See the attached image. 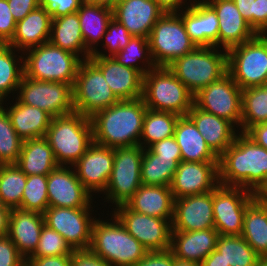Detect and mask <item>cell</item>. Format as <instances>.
<instances>
[{
	"label": "cell",
	"mask_w": 267,
	"mask_h": 266,
	"mask_svg": "<svg viewBox=\"0 0 267 266\" xmlns=\"http://www.w3.org/2000/svg\"><path fill=\"white\" fill-rule=\"evenodd\" d=\"M72 91L74 110L89 118L120 101L89 59L81 62Z\"/></svg>",
	"instance_id": "10"
},
{
	"label": "cell",
	"mask_w": 267,
	"mask_h": 266,
	"mask_svg": "<svg viewBox=\"0 0 267 266\" xmlns=\"http://www.w3.org/2000/svg\"><path fill=\"white\" fill-rule=\"evenodd\" d=\"M253 30L256 34L267 33V0H255Z\"/></svg>",
	"instance_id": "54"
},
{
	"label": "cell",
	"mask_w": 267,
	"mask_h": 266,
	"mask_svg": "<svg viewBox=\"0 0 267 266\" xmlns=\"http://www.w3.org/2000/svg\"><path fill=\"white\" fill-rule=\"evenodd\" d=\"M256 199L266 208L267 211V194L266 193L256 194Z\"/></svg>",
	"instance_id": "63"
},
{
	"label": "cell",
	"mask_w": 267,
	"mask_h": 266,
	"mask_svg": "<svg viewBox=\"0 0 267 266\" xmlns=\"http://www.w3.org/2000/svg\"><path fill=\"white\" fill-rule=\"evenodd\" d=\"M125 204L141 214L173 219L174 197L171 188L167 186L141 185Z\"/></svg>",
	"instance_id": "29"
},
{
	"label": "cell",
	"mask_w": 267,
	"mask_h": 266,
	"mask_svg": "<svg viewBox=\"0 0 267 266\" xmlns=\"http://www.w3.org/2000/svg\"><path fill=\"white\" fill-rule=\"evenodd\" d=\"M142 99L154 111L185 116L194 104V95L168 69L156 67L143 76Z\"/></svg>",
	"instance_id": "5"
},
{
	"label": "cell",
	"mask_w": 267,
	"mask_h": 266,
	"mask_svg": "<svg viewBox=\"0 0 267 266\" xmlns=\"http://www.w3.org/2000/svg\"><path fill=\"white\" fill-rule=\"evenodd\" d=\"M5 207V205L2 202V199L0 198V210L3 209Z\"/></svg>",
	"instance_id": "65"
},
{
	"label": "cell",
	"mask_w": 267,
	"mask_h": 266,
	"mask_svg": "<svg viewBox=\"0 0 267 266\" xmlns=\"http://www.w3.org/2000/svg\"><path fill=\"white\" fill-rule=\"evenodd\" d=\"M14 47L8 44H0V103H3L4 99L11 92L17 90L20 82L24 76V56H19L18 63L22 62V65L16 64V57Z\"/></svg>",
	"instance_id": "41"
},
{
	"label": "cell",
	"mask_w": 267,
	"mask_h": 266,
	"mask_svg": "<svg viewBox=\"0 0 267 266\" xmlns=\"http://www.w3.org/2000/svg\"><path fill=\"white\" fill-rule=\"evenodd\" d=\"M113 9V18L135 37L148 38L153 26L165 13L155 0H122Z\"/></svg>",
	"instance_id": "21"
},
{
	"label": "cell",
	"mask_w": 267,
	"mask_h": 266,
	"mask_svg": "<svg viewBox=\"0 0 267 266\" xmlns=\"http://www.w3.org/2000/svg\"><path fill=\"white\" fill-rule=\"evenodd\" d=\"M89 210L49 206L44 213L45 225L63 236L73 250H88L94 223Z\"/></svg>",
	"instance_id": "16"
},
{
	"label": "cell",
	"mask_w": 267,
	"mask_h": 266,
	"mask_svg": "<svg viewBox=\"0 0 267 266\" xmlns=\"http://www.w3.org/2000/svg\"><path fill=\"white\" fill-rule=\"evenodd\" d=\"M179 15L191 40L199 47H217L219 21L214 9L205 1L190 3Z\"/></svg>",
	"instance_id": "24"
},
{
	"label": "cell",
	"mask_w": 267,
	"mask_h": 266,
	"mask_svg": "<svg viewBox=\"0 0 267 266\" xmlns=\"http://www.w3.org/2000/svg\"><path fill=\"white\" fill-rule=\"evenodd\" d=\"M44 225V214L20 208L11 209L7 236L25 259L35 252Z\"/></svg>",
	"instance_id": "25"
},
{
	"label": "cell",
	"mask_w": 267,
	"mask_h": 266,
	"mask_svg": "<svg viewBox=\"0 0 267 266\" xmlns=\"http://www.w3.org/2000/svg\"><path fill=\"white\" fill-rule=\"evenodd\" d=\"M116 208L113 215L148 252L170 249L172 219L141 214L131 210L126 204L118 205Z\"/></svg>",
	"instance_id": "13"
},
{
	"label": "cell",
	"mask_w": 267,
	"mask_h": 266,
	"mask_svg": "<svg viewBox=\"0 0 267 266\" xmlns=\"http://www.w3.org/2000/svg\"><path fill=\"white\" fill-rule=\"evenodd\" d=\"M147 107L142 98L120 100L90 117L93 142L120 148L139 145Z\"/></svg>",
	"instance_id": "2"
},
{
	"label": "cell",
	"mask_w": 267,
	"mask_h": 266,
	"mask_svg": "<svg viewBox=\"0 0 267 266\" xmlns=\"http://www.w3.org/2000/svg\"><path fill=\"white\" fill-rule=\"evenodd\" d=\"M261 123H267V83L242 90L241 132Z\"/></svg>",
	"instance_id": "37"
},
{
	"label": "cell",
	"mask_w": 267,
	"mask_h": 266,
	"mask_svg": "<svg viewBox=\"0 0 267 266\" xmlns=\"http://www.w3.org/2000/svg\"><path fill=\"white\" fill-rule=\"evenodd\" d=\"M51 22L52 17L45 8L39 6L17 22L14 37L8 45L26 51L48 42L51 35Z\"/></svg>",
	"instance_id": "28"
},
{
	"label": "cell",
	"mask_w": 267,
	"mask_h": 266,
	"mask_svg": "<svg viewBox=\"0 0 267 266\" xmlns=\"http://www.w3.org/2000/svg\"><path fill=\"white\" fill-rule=\"evenodd\" d=\"M83 2L99 4L110 8H113L116 4V0H83Z\"/></svg>",
	"instance_id": "61"
},
{
	"label": "cell",
	"mask_w": 267,
	"mask_h": 266,
	"mask_svg": "<svg viewBox=\"0 0 267 266\" xmlns=\"http://www.w3.org/2000/svg\"><path fill=\"white\" fill-rule=\"evenodd\" d=\"M174 266H200L198 263L174 257Z\"/></svg>",
	"instance_id": "62"
},
{
	"label": "cell",
	"mask_w": 267,
	"mask_h": 266,
	"mask_svg": "<svg viewBox=\"0 0 267 266\" xmlns=\"http://www.w3.org/2000/svg\"><path fill=\"white\" fill-rule=\"evenodd\" d=\"M22 145L23 140L16 133L9 114L0 103V163L16 164Z\"/></svg>",
	"instance_id": "42"
},
{
	"label": "cell",
	"mask_w": 267,
	"mask_h": 266,
	"mask_svg": "<svg viewBox=\"0 0 267 266\" xmlns=\"http://www.w3.org/2000/svg\"><path fill=\"white\" fill-rule=\"evenodd\" d=\"M246 134L259 146L267 149V123H261L251 127Z\"/></svg>",
	"instance_id": "56"
},
{
	"label": "cell",
	"mask_w": 267,
	"mask_h": 266,
	"mask_svg": "<svg viewBox=\"0 0 267 266\" xmlns=\"http://www.w3.org/2000/svg\"><path fill=\"white\" fill-rule=\"evenodd\" d=\"M218 185V162L181 161L174 173L170 188L174 199H178L210 192Z\"/></svg>",
	"instance_id": "17"
},
{
	"label": "cell",
	"mask_w": 267,
	"mask_h": 266,
	"mask_svg": "<svg viewBox=\"0 0 267 266\" xmlns=\"http://www.w3.org/2000/svg\"><path fill=\"white\" fill-rule=\"evenodd\" d=\"M85 50L91 54L95 49L93 44L103 40L108 24L113 18V9L107 6L83 2L77 11Z\"/></svg>",
	"instance_id": "33"
},
{
	"label": "cell",
	"mask_w": 267,
	"mask_h": 266,
	"mask_svg": "<svg viewBox=\"0 0 267 266\" xmlns=\"http://www.w3.org/2000/svg\"><path fill=\"white\" fill-rule=\"evenodd\" d=\"M5 110L9 114L13 128L23 141L45 137L53 118L46 111L25 105L18 99Z\"/></svg>",
	"instance_id": "31"
},
{
	"label": "cell",
	"mask_w": 267,
	"mask_h": 266,
	"mask_svg": "<svg viewBox=\"0 0 267 266\" xmlns=\"http://www.w3.org/2000/svg\"><path fill=\"white\" fill-rule=\"evenodd\" d=\"M16 165L27 176L48 175L59 166L44 137L24 140Z\"/></svg>",
	"instance_id": "32"
},
{
	"label": "cell",
	"mask_w": 267,
	"mask_h": 266,
	"mask_svg": "<svg viewBox=\"0 0 267 266\" xmlns=\"http://www.w3.org/2000/svg\"><path fill=\"white\" fill-rule=\"evenodd\" d=\"M24 76L38 81L61 82L72 87L83 61L76 54L53 45L50 41L27 50Z\"/></svg>",
	"instance_id": "7"
},
{
	"label": "cell",
	"mask_w": 267,
	"mask_h": 266,
	"mask_svg": "<svg viewBox=\"0 0 267 266\" xmlns=\"http://www.w3.org/2000/svg\"><path fill=\"white\" fill-rule=\"evenodd\" d=\"M16 24L7 0H0V44H8L12 40Z\"/></svg>",
	"instance_id": "49"
},
{
	"label": "cell",
	"mask_w": 267,
	"mask_h": 266,
	"mask_svg": "<svg viewBox=\"0 0 267 266\" xmlns=\"http://www.w3.org/2000/svg\"><path fill=\"white\" fill-rule=\"evenodd\" d=\"M134 266H174V254L170 249L147 252Z\"/></svg>",
	"instance_id": "51"
},
{
	"label": "cell",
	"mask_w": 267,
	"mask_h": 266,
	"mask_svg": "<svg viewBox=\"0 0 267 266\" xmlns=\"http://www.w3.org/2000/svg\"><path fill=\"white\" fill-rule=\"evenodd\" d=\"M114 164V148L93 142L73 165L82 185L90 192H104Z\"/></svg>",
	"instance_id": "19"
},
{
	"label": "cell",
	"mask_w": 267,
	"mask_h": 266,
	"mask_svg": "<svg viewBox=\"0 0 267 266\" xmlns=\"http://www.w3.org/2000/svg\"><path fill=\"white\" fill-rule=\"evenodd\" d=\"M73 249L58 232L44 225L38 246L28 258H41L46 256L72 255Z\"/></svg>",
	"instance_id": "45"
},
{
	"label": "cell",
	"mask_w": 267,
	"mask_h": 266,
	"mask_svg": "<svg viewBox=\"0 0 267 266\" xmlns=\"http://www.w3.org/2000/svg\"><path fill=\"white\" fill-rule=\"evenodd\" d=\"M168 69L196 95L201 89L227 73V50L197 46L193 51L174 60Z\"/></svg>",
	"instance_id": "6"
},
{
	"label": "cell",
	"mask_w": 267,
	"mask_h": 266,
	"mask_svg": "<svg viewBox=\"0 0 267 266\" xmlns=\"http://www.w3.org/2000/svg\"><path fill=\"white\" fill-rule=\"evenodd\" d=\"M71 266H112L88 250H74Z\"/></svg>",
	"instance_id": "53"
},
{
	"label": "cell",
	"mask_w": 267,
	"mask_h": 266,
	"mask_svg": "<svg viewBox=\"0 0 267 266\" xmlns=\"http://www.w3.org/2000/svg\"><path fill=\"white\" fill-rule=\"evenodd\" d=\"M7 2L16 23L40 6V0H7Z\"/></svg>",
	"instance_id": "52"
},
{
	"label": "cell",
	"mask_w": 267,
	"mask_h": 266,
	"mask_svg": "<svg viewBox=\"0 0 267 266\" xmlns=\"http://www.w3.org/2000/svg\"><path fill=\"white\" fill-rule=\"evenodd\" d=\"M219 184L241 187L254 194L267 192V149L246 133L218 157Z\"/></svg>",
	"instance_id": "1"
},
{
	"label": "cell",
	"mask_w": 267,
	"mask_h": 266,
	"mask_svg": "<svg viewBox=\"0 0 267 266\" xmlns=\"http://www.w3.org/2000/svg\"><path fill=\"white\" fill-rule=\"evenodd\" d=\"M27 175L16 164L0 165V198L10 208H20Z\"/></svg>",
	"instance_id": "40"
},
{
	"label": "cell",
	"mask_w": 267,
	"mask_h": 266,
	"mask_svg": "<svg viewBox=\"0 0 267 266\" xmlns=\"http://www.w3.org/2000/svg\"><path fill=\"white\" fill-rule=\"evenodd\" d=\"M242 89L227 72L194 95V104L213 115L241 125Z\"/></svg>",
	"instance_id": "15"
},
{
	"label": "cell",
	"mask_w": 267,
	"mask_h": 266,
	"mask_svg": "<svg viewBox=\"0 0 267 266\" xmlns=\"http://www.w3.org/2000/svg\"><path fill=\"white\" fill-rule=\"evenodd\" d=\"M187 116L194 122L206 144L219 157L235 140L236 129L227 119L213 115L193 104Z\"/></svg>",
	"instance_id": "26"
},
{
	"label": "cell",
	"mask_w": 267,
	"mask_h": 266,
	"mask_svg": "<svg viewBox=\"0 0 267 266\" xmlns=\"http://www.w3.org/2000/svg\"><path fill=\"white\" fill-rule=\"evenodd\" d=\"M178 165L175 159L155 155L144 148L140 172L142 185L170 187Z\"/></svg>",
	"instance_id": "36"
},
{
	"label": "cell",
	"mask_w": 267,
	"mask_h": 266,
	"mask_svg": "<svg viewBox=\"0 0 267 266\" xmlns=\"http://www.w3.org/2000/svg\"><path fill=\"white\" fill-rule=\"evenodd\" d=\"M48 207L47 175L27 176L20 209L44 214Z\"/></svg>",
	"instance_id": "44"
},
{
	"label": "cell",
	"mask_w": 267,
	"mask_h": 266,
	"mask_svg": "<svg viewBox=\"0 0 267 266\" xmlns=\"http://www.w3.org/2000/svg\"><path fill=\"white\" fill-rule=\"evenodd\" d=\"M146 51V52H145ZM147 53V55H146ZM145 55V60L148 64V68L139 67L138 61L143 58ZM149 56V57H148ZM113 58L125 67H129L132 69L138 70L143 76L149 71L156 68V65L153 61L150 51V45L148 38L144 37H135L129 40L128 44L120 50L117 54L113 56ZM136 62V63H135Z\"/></svg>",
	"instance_id": "43"
},
{
	"label": "cell",
	"mask_w": 267,
	"mask_h": 266,
	"mask_svg": "<svg viewBox=\"0 0 267 266\" xmlns=\"http://www.w3.org/2000/svg\"><path fill=\"white\" fill-rule=\"evenodd\" d=\"M219 21L218 47L228 50L252 39L256 33L237 9L233 0H205Z\"/></svg>",
	"instance_id": "23"
},
{
	"label": "cell",
	"mask_w": 267,
	"mask_h": 266,
	"mask_svg": "<svg viewBox=\"0 0 267 266\" xmlns=\"http://www.w3.org/2000/svg\"><path fill=\"white\" fill-rule=\"evenodd\" d=\"M49 41L53 45L70 51L77 56H79V52L81 54L84 52L82 54L83 60L90 58V54L85 50V43L77 12L52 19Z\"/></svg>",
	"instance_id": "34"
},
{
	"label": "cell",
	"mask_w": 267,
	"mask_h": 266,
	"mask_svg": "<svg viewBox=\"0 0 267 266\" xmlns=\"http://www.w3.org/2000/svg\"><path fill=\"white\" fill-rule=\"evenodd\" d=\"M82 3L83 0H40V7L45 8L54 19L77 12Z\"/></svg>",
	"instance_id": "47"
},
{
	"label": "cell",
	"mask_w": 267,
	"mask_h": 266,
	"mask_svg": "<svg viewBox=\"0 0 267 266\" xmlns=\"http://www.w3.org/2000/svg\"><path fill=\"white\" fill-rule=\"evenodd\" d=\"M59 165L47 175L49 206L62 208L91 207L92 194L82 185L75 170Z\"/></svg>",
	"instance_id": "18"
},
{
	"label": "cell",
	"mask_w": 267,
	"mask_h": 266,
	"mask_svg": "<svg viewBox=\"0 0 267 266\" xmlns=\"http://www.w3.org/2000/svg\"><path fill=\"white\" fill-rule=\"evenodd\" d=\"M256 266H267V258H261Z\"/></svg>",
	"instance_id": "64"
},
{
	"label": "cell",
	"mask_w": 267,
	"mask_h": 266,
	"mask_svg": "<svg viewBox=\"0 0 267 266\" xmlns=\"http://www.w3.org/2000/svg\"><path fill=\"white\" fill-rule=\"evenodd\" d=\"M148 149L155 155H160L161 157L166 158H173L178 163L182 161L181 150L174 136L155 142L150 145Z\"/></svg>",
	"instance_id": "50"
},
{
	"label": "cell",
	"mask_w": 267,
	"mask_h": 266,
	"mask_svg": "<svg viewBox=\"0 0 267 266\" xmlns=\"http://www.w3.org/2000/svg\"><path fill=\"white\" fill-rule=\"evenodd\" d=\"M113 216V222L94 220L89 250L112 266H134L148 252Z\"/></svg>",
	"instance_id": "4"
},
{
	"label": "cell",
	"mask_w": 267,
	"mask_h": 266,
	"mask_svg": "<svg viewBox=\"0 0 267 266\" xmlns=\"http://www.w3.org/2000/svg\"><path fill=\"white\" fill-rule=\"evenodd\" d=\"M216 250L230 266H256L261 259L241 235H219Z\"/></svg>",
	"instance_id": "38"
},
{
	"label": "cell",
	"mask_w": 267,
	"mask_h": 266,
	"mask_svg": "<svg viewBox=\"0 0 267 266\" xmlns=\"http://www.w3.org/2000/svg\"><path fill=\"white\" fill-rule=\"evenodd\" d=\"M89 60L119 100L142 98L143 75L138 70L121 65L113 57L90 56Z\"/></svg>",
	"instance_id": "22"
},
{
	"label": "cell",
	"mask_w": 267,
	"mask_h": 266,
	"mask_svg": "<svg viewBox=\"0 0 267 266\" xmlns=\"http://www.w3.org/2000/svg\"><path fill=\"white\" fill-rule=\"evenodd\" d=\"M10 211L11 209L6 206L0 210V237L8 235Z\"/></svg>",
	"instance_id": "60"
},
{
	"label": "cell",
	"mask_w": 267,
	"mask_h": 266,
	"mask_svg": "<svg viewBox=\"0 0 267 266\" xmlns=\"http://www.w3.org/2000/svg\"><path fill=\"white\" fill-rule=\"evenodd\" d=\"M53 150L58 165H73L93 143L89 117L72 112L53 117L44 137Z\"/></svg>",
	"instance_id": "3"
},
{
	"label": "cell",
	"mask_w": 267,
	"mask_h": 266,
	"mask_svg": "<svg viewBox=\"0 0 267 266\" xmlns=\"http://www.w3.org/2000/svg\"><path fill=\"white\" fill-rule=\"evenodd\" d=\"M237 9L243 18L248 22L253 29V13L255 7V0H233Z\"/></svg>",
	"instance_id": "57"
},
{
	"label": "cell",
	"mask_w": 267,
	"mask_h": 266,
	"mask_svg": "<svg viewBox=\"0 0 267 266\" xmlns=\"http://www.w3.org/2000/svg\"><path fill=\"white\" fill-rule=\"evenodd\" d=\"M106 39V43H103L105 49L109 50L110 54L106 55L96 49L90 54V56H102V57H113L120 50H122L132 38V35L128 30L114 18L108 24V28L103 35V39Z\"/></svg>",
	"instance_id": "46"
},
{
	"label": "cell",
	"mask_w": 267,
	"mask_h": 266,
	"mask_svg": "<svg viewBox=\"0 0 267 266\" xmlns=\"http://www.w3.org/2000/svg\"><path fill=\"white\" fill-rule=\"evenodd\" d=\"M227 72L242 90L263 86L267 76V35L256 34L228 49Z\"/></svg>",
	"instance_id": "8"
},
{
	"label": "cell",
	"mask_w": 267,
	"mask_h": 266,
	"mask_svg": "<svg viewBox=\"0 0 267 266\" xmlns=\"http://www.w3.org/2000/svg\"><path fill=\"white\" fill-rule=\"evenodd\" d=\"M72 255L27 258L26 266H71Z\"/></svg>",
	"instance_id": "55"
},
{
	"label": "cell",
	"mask_w": 267,
	"mask_h": 266,
	"mask_svg": "<svg viewBox=\"0 0 267 266\" xmlns=\"http://www.w3.org/2000/svg\"><path fill=\"white\" fill-rule=\"evenodd\" d=\"M214 228L213 190L174 199L172 231Z\"/></svg>",
	"instance_id": "20"
},
{
	"label": "cell",
	"mask_w": 267,
	"mask_h": 266,
	"mask_svg": "<svg viewBox=\"0 0 267 266\" xmlns=\"http://www.w3.org/2000/svg\"><path fill=\"white\" fill-rule=\"evenodd\" d=\"M18 100L46 111L52 117L74 112L72 86L67 83L38 81L23 76Z\"/></svg>",
	"instance_id": "12"
},
{
	"label": "cell",
	"mask_w": 267,
	"mask_h": 266,
	"mask_svg": "<svg viewBox=\"0 0 267 266\" xmlns=\"http://www.w3.org/2000/svg\"><path fill=\"white\" fill-rule=\"evenodd\" d=\"M26 259L8 236L0 237V266H25Z\"/></svg>",
	"instance_id": "48"
},
{
	"label": "cell",
	"mask_w": 267,
	"mask_h": 266,
	"mask_svg": "<svg viewBox=\"0 0 267 266\" xmlns=\"http://www.w3.org/2000/svg\"><path fill=\"white\" fill-rule=\"evenodd\" d=\"M218 231L215 228L197 231H172L170 250L175 258L199 265L216 249Z\"/></svg>",
	"instance_id": "27"
},
{
	"label": "cell",
	"mask_w": 267,
	"mask_h": 266,
	"mask_svg": "<svg viewBox=\"0 0 267 266\" xmlns=\"http://www.w3.org/2000/svg\"><path fill=\"white\" fill-rule=\"evenodd\" d=\"M143 148L140 145L114 148V164L106 192L107 201L125 204L142 185L141 161Z\"/></svg>",
	"instance_id": "11"
},
{
	"label": "cell",
	"mask_w": 267,
	"mask_h": 266,
	"mask_svg": "<svg viewBox=\"0 0 267 266\" xmlns=\"http://www.w3.org/2000/svg\"><path fill=\"white\" fill-rule=\"evenodd\" d=\"M241 236L261 258H267V211L256 198L246 208Z\"/></svg>",
	"instance_id": "35"
},
{
	"label": "cell",
	"mask_w": 267,
	"mask_h": 266,
	"mask_svg": "<svg viewBox=\"0 0 267 266\" xmlns=\"http://www.w3.org/2000/svg\"><path fill=\"white\" fill-rule=\"evenodd\" d=\"M174 138L185 162H218V156L206 144L194 122L187 116H180L176 123Z\"/></svg>",
	"instance_id": "30"
},
{
	"label": "cell",
	"mask_w": 267,
	"mask_h": 266,
	"mask_svg": "<svg viewBox=\"0 0 267 266\" xmlns=\"http://www.w3.org/2000/svg\"><path fill=\"white\" fill-rule=\"evenodd\" d=\"M180 116L172 112L154 111L147 108L143 121L142 141L139 145L144 149L155 142L174 135L176 123ZM148 145L144 146L143 144Z\"/></svg>",
	"instance_id": "39"
},
{
	"label": "cell",
	"mask_w": 267,
	"mask_h": 266,
	"mask_svg": "<svg viewBox=\"0 0 267 266\" xmlns=\"http://www.w3.org/2000/svg\"><path fill=\"white\" fill-rule=\"evenodd\" d=\"M200 266H230L221 257V253L216 249L212 251L200 264Z\"/></svg>",
	"instance_id": "58"
},
{
	"label": "cell",
	"mask_w": 267,
	"mask_h": 266,
	"mask_svg": "<svg viewBox=\"0 0 267 266\" xmlns=\"http://www.w3.org/2000/svg\"><path fill=\"white\" fill-rule=\"evenodd\" d=\"M185 1V0H184ZM165 12H178L184 3L183 0H155Z\"/></svg>",
	"instance_id": "59"
},
{
	"label": "cell",
	"mask_w": 267,
	"mask_h": 266,
	"mask_svg": "<svg viewBox=\"0 0 267 266\" xmlns=\"http://www.w3.org/2000/svg\"><path fill=\"white\" fill-rule=\"evenodd\" d=\"M256 194L241 187L218 185L213 190L214 228L219 235H241L247 206Z\"/></svg>",
	"instance_id": "14"
},
{
	"label": "cell",
	"mask_w": 267,
	"mask_h": 266,
	"mask_svg": "<svg viewBox=\"0 0 267 266\" xmlns=\"http://www.w3.org/2000/svg\"><path fill=\"white\" fill-rule=\"evenodd\" d=\"M148 41L156 67H167L197 47L178 12H165L153 26Z\"/></svg>",
	"instance_id": "9"
}]
</instances>
